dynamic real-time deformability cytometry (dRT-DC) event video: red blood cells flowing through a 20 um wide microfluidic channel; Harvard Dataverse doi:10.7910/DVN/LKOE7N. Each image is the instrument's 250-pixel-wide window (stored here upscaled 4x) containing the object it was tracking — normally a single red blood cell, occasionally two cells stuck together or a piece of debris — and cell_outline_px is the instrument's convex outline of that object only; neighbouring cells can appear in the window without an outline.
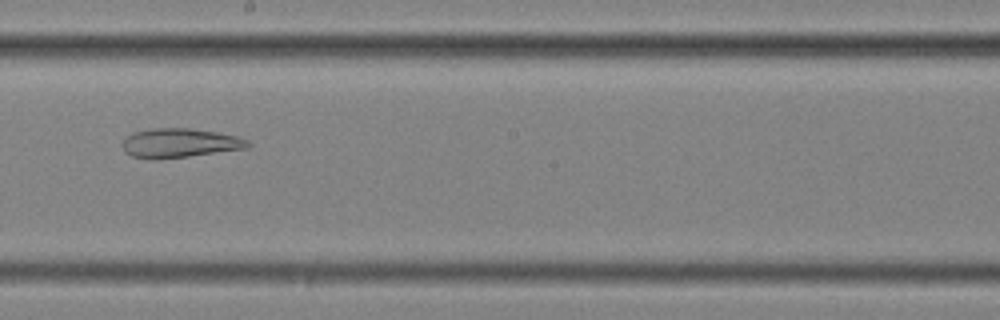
{"species": "common noctule bat (a hibernating species)", "species_latin": "Nyctalus noctula", "temperature_condition": "cold", "stored_images_in_passage": 52, "camera_frame_rate_fps": 3000, "um_per_image_px": 0.085, "animal": {"sex": "female", "body_mass_g": 25.1}, "frame": {"image": 1, "passage_image": 28, "time_ms": 9.0, "image_size_px": [1000, 320], "cell_outline_px": [[252, 144], [248, 148], [188, 156], [156, 160], [152, 160], [132, 156], [124, 152], [120, 144], [132, 132], [148, 128], [188, 128], [216, 132], [240, 136], [248, 140]], "centroid_in_image_um": [15.25, 12.16], "position_along_channel_um": 232.9, "area_um2": 21.68}}
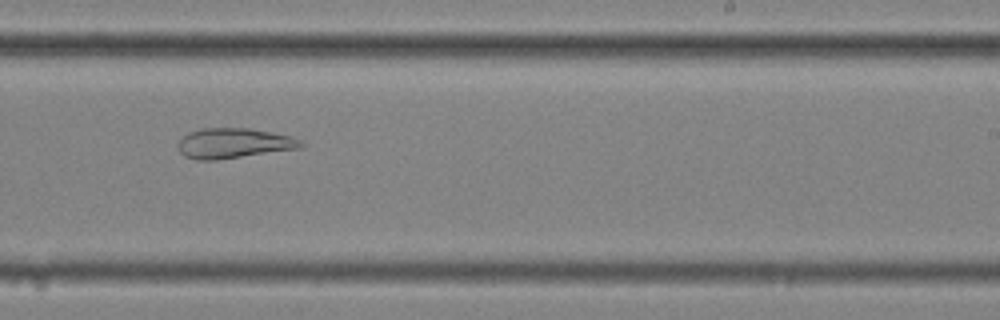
{"frame": {"image": 2, "passage_image": 31, "time_ms": 10.0, "image_size_px": [1000, 320], "cell_outline_px": [[304, 144], [300, 148], [216, 160], [196, 160], [184, 156], [180, 152], [176, 144], [188, 132], [200, 128], [248, 128], [272, 132], [292, 136], [304, 140]], "centroid_in_image_um": [19.86, 12.17], "position_along_channel_um": 269.1, "area_um2": 21.73}}
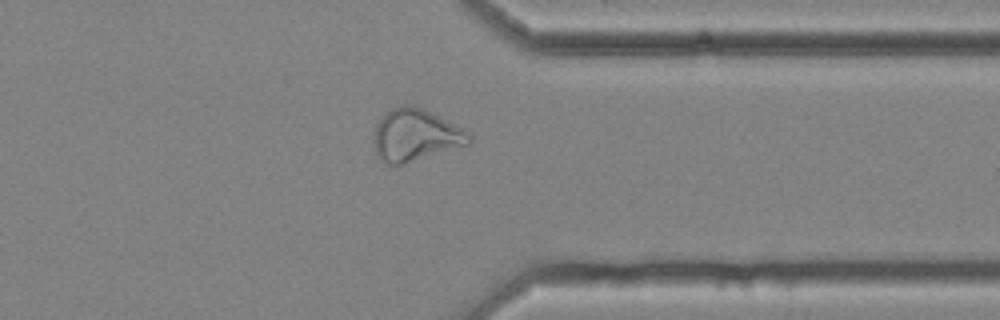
{"frame": {"image": 3, "passage_image": 40, "time_ms": 13.0, "image_size_px": [1000, 320], "cell_outline_px": [[472, 144], [400, 164], [388, 164], [376, 152], [376, 124], [384, 112], [400, 104], [412, 104], [460, 128], [472, 136]], "centroid_in_image_um": [35.33, 11.47], "position_along_channel_um": 376.1, "area_um2": 28.03}, "authors_computed_cell_mechanics": {"area_um2": 29.9404, "velocity_mm_per_s": 3.6265, "shape_relaxation_time_tau1_ms": null, "shape_relaxation_time_tau2_ms": 3.3001, "deformation_change_tau1": null, "deformation_change_tau2": 0.1083}}